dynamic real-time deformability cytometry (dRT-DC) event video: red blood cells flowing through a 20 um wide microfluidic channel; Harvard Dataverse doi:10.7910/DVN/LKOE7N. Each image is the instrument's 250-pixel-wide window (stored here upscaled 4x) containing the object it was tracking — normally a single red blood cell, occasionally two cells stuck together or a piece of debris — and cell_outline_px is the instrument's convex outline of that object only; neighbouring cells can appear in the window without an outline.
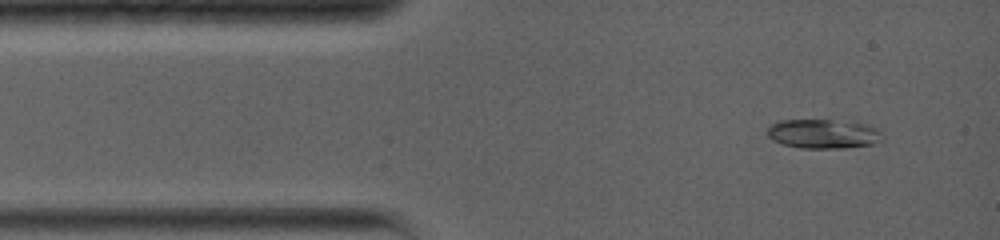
{"species": "common noctule bat (a hibernating species)", "species_latin": "Nyctalus noctula", "temperature_condition": "warm", "stored_images_in_passage": 3, "camera_frame_rate_fps": 5000, "um_per_image_px": 0.085, "animal": {"sex": "female", "body_mass_g": 19.0, "forearm_length_mm": 56.7}, "frame": {"image": 1, "passage_image": 1, "time_ms": 0.0, "image_size_px": [1000, 240], "cell_outline_px": [[880, 140], [872, 144], [844, 148], [800, 148], [784, 144], [772, 140], [768, 136], [768, 128], [772, 124], [780, 120], [832, 120], [868, 124], [876, 128], [880, 132]], "centroid_in_image_um": [69.95, 11.37], "position_along_channel_um": 15.0, "area_um2": 19.42}}